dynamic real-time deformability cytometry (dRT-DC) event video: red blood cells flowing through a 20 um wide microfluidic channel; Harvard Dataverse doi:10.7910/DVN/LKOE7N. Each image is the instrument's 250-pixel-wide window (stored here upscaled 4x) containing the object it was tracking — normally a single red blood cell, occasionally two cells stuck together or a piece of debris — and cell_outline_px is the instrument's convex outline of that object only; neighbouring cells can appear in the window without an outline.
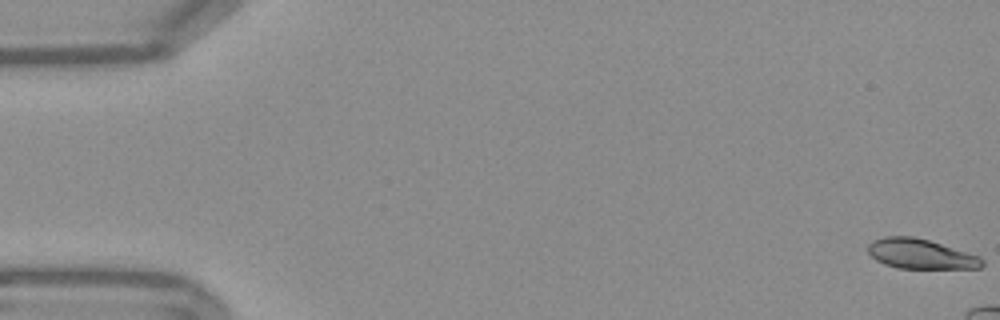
{"species": "Egyptian fruit bat (a non-hibernating species)", "species_latin": "Rousettus aegyptiacus", "temperature_condition": "warm", "stored_images_in_passage": 10, "camera_frame_rate_fps": 3000, "um_per_image_px": 0.085, "frame": {"image": 1, "passage_image": 1, "time_ms": 0.0, "image_size_px": [1000, 320], "cell_outline_px": [[984, 264], [980, 268], [896, 268], [884, 264], [876, 260], [868, 252], [868, 244], [872, 240], [884, 236], [912, 236], [928, 240], [980, 256], [984, 260]], "centroid_in_image_um": [78.23, 21.58], "position_along_channel_um": 6.8, "area_um2": 19.83}}